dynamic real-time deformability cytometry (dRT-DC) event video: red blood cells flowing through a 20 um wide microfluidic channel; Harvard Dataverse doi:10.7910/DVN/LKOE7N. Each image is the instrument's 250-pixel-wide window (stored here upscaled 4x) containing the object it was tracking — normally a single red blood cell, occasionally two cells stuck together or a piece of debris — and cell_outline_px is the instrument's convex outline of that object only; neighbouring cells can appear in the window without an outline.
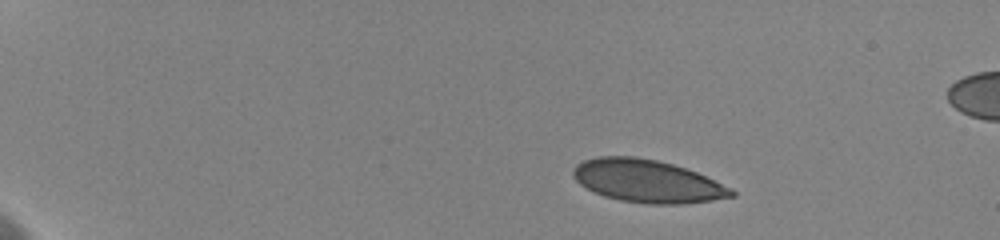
{"species": "human", "species_latin": "Homo sapiens", "temperature_condition": "cold", "stored_images_in_passage": 17, "camera_frame_rate_fps": 3000, "um_per_image_px": 0.085, "donor": {"sex": "female"}, "frame": {"image": 1, "passage_image": 1, "time_ms": 0.0, "image_size_px": [1000, 240], "cell_outline_px": [[736, 196], [712, 200], [680, 204], [648, 204], [620, 200], [604, 196], [580, 184], [572, 176], [572, 172], [576, 164], [584, 160], [596, 156], [636, 156], [656, 160], [672, 164], [696, 172], [732, 188], [736, 192]], "centroid_in_image_um": [55.02, 15.39], "position_along_channel_um": 30.0, "area_um2": 39.3}}